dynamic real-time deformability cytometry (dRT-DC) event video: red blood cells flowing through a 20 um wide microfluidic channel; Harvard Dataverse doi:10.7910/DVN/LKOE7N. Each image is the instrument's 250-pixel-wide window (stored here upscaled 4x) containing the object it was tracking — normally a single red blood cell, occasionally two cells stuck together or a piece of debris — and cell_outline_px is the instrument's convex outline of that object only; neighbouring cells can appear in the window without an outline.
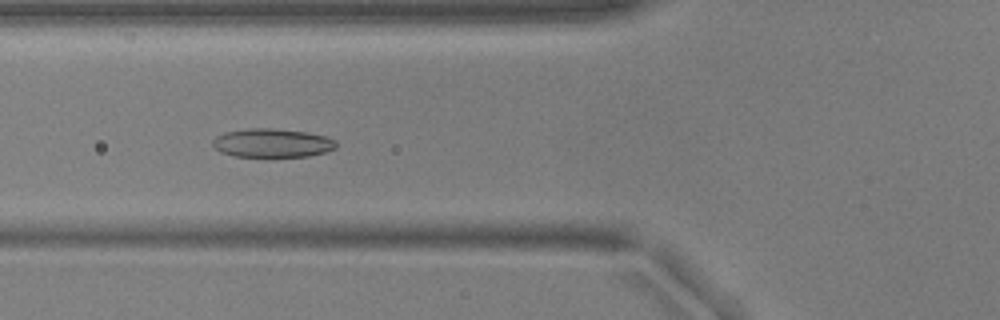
{"species": "common noctule bat (a hibernating species)", "species_latin": "Nyctalus noctula", "temperature_condition": "warm", "stored_images_in_passage": 55, "camera_frame_rate_fps": 3000, "um_per_image_px": 0.085, "animal": {"sex": "male", "body_mass_g": 17.9, "forearm_length_mm": 54.2}, "frame": {"image": 1, "passage_image": 21, "time_ms": 6.667, "image_size_px": [1000, 320], "cell_outline_px": [[336, 148], [324, 152], [308, 156], [232, 156], [220, 152], [212, 144], [212, 140], [216, 136], [224, 132], [248, 128], [272, 128], [308, 132], [324, 136], [336, 140]], "centroid_in_image_um": [23.11, 12.14], "position_along_channel_um": 102.7, "area_um2": 20.63}}
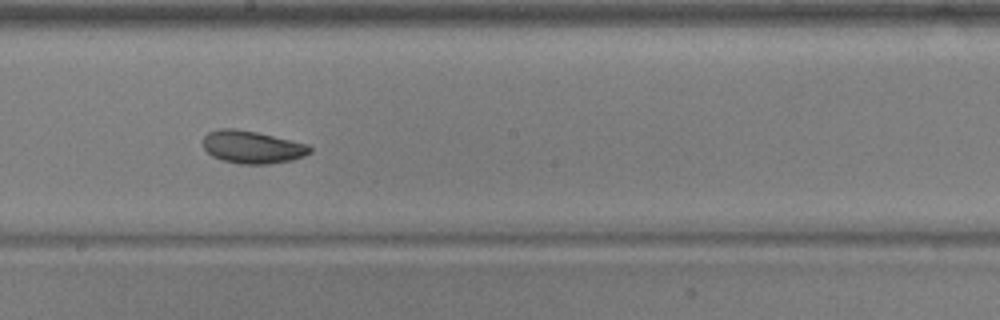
{"frame": {"image": 2, "passage_image": 31, "time_ms": 10.0, "image_size_px": [1000, 320], "cell_outline_px": [[312, 152], [304, 156], [292, 160], [268, 164], [240, 164], [224, 160], [212, 156], [204, 148], [204, 136], [208, 132], [220, 128], [236, 128], [256, 132], [308, 144], [312, 148]], "centroid_in_image_um": [21.45, 12.5], "position_along_channel_um": 226.7, "area_um2": 20.29}}
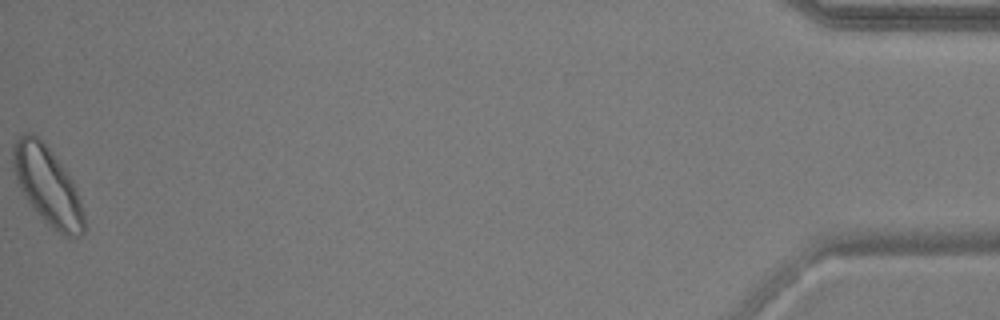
{"frame": {"image": 3, "passage_image": 55, "time_ms": 18.0, "image_size_px": [1000, 320], "cell_outline_px": [[84, 232], [80, 236], [64, 236], [52, 228], [36, 212], [20, 188], [16, 180], [12, 168], [12, 144], [24, 132], [32, 132], [48, 148], [64, 168], [72, 180], [80, 200], [84, 212]], "centroid_in_image_um": [4.02, 15.78], "position_along_channel_um": 431.2, "area_um2": 32.02}, "authors_computed_cell_mechanics": {"area_um2": 21.9062, "velocity_mm_per_s": 3.7171, "shape_relaxation_time_tau1_ms": 5.4962, "shape_relaxation_time_tau2_ms": null, "deformation_change_tau1": 0.1424, "deformation_change_tau2": null}}